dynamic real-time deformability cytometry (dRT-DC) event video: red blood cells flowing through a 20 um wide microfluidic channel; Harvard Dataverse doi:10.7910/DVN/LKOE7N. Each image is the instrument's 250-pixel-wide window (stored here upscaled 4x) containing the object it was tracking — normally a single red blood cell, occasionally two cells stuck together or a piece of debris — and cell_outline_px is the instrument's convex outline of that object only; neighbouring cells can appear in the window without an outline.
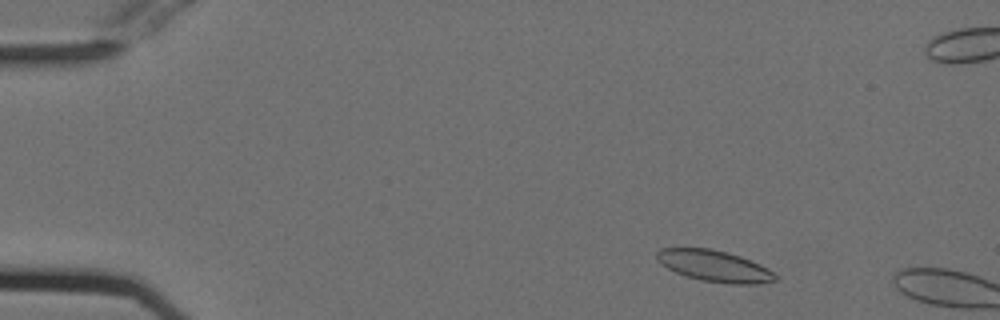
{"species": "Egyptian fruit bat (a non-hibernating species)", "species_latin": "Rousettus aegyptiacus", "temperature_condition": "cold", "stored_images_in_passage": 7, "camera_frame_rate_fps": 3000, "um_per_image_px": 0.085, "animal": {"sex": "female"}, "frame": {"image": 1, "passage_image": 5, "time_ms": 1.333, "image_size_px": [1000, 320], "cell_outline_px": [[776, 280], [760, 284], [728, 284], [700, 280], [676, 272], [668, 268], [656, 260], [656, 252], [660, 248], [708, 248], [728, 252], [740, 256], [760, 264], [768, 268], [776, 276]], "centroid_in_image_um": [60.72, 22.61], "position_along_channel_um": 24.3, "area_um2": 21.62}}